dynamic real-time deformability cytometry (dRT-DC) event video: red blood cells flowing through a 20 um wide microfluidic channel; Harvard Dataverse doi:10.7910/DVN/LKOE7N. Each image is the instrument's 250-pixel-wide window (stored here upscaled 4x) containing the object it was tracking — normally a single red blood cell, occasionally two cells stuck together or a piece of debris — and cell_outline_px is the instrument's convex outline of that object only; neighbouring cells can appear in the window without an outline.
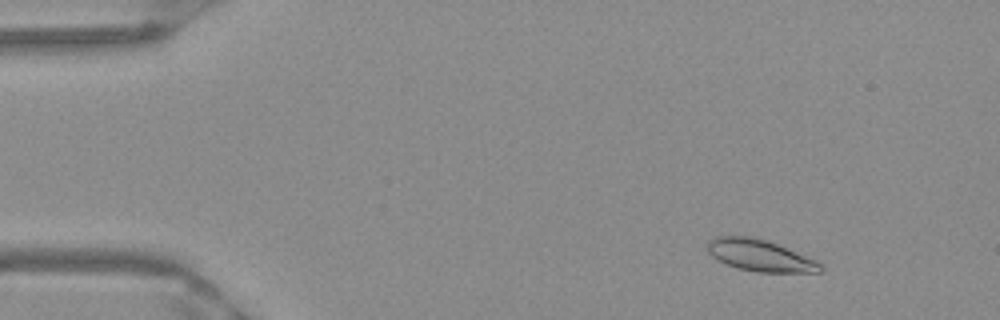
{"species": "Egyptian fruit bat (a non-hibernating species)", "species_latin": "Rousettus aegyptiacus", "temperature_condition": "warm", "stored_images_in_passage": 16, "camera_frame_rate_fps": 3000, "um_per_image_px": 0.085, "frame": {"image": 1, "passage_image": 7, "time_ms": 2.0, "image_size_px": [1000, 320], "cell_outline_px": [[824, 272], [756, 272], [736, 268], [712, 256], [708, 252], [704, 244], [708, 240], [716, 236], [752, 236], [776, 244], [816, 260], [824, 268]], "centroid_in_image_um": [64.56, 21.71], "position_along_channel_um": 20.4, "area_um2": 20.75}}
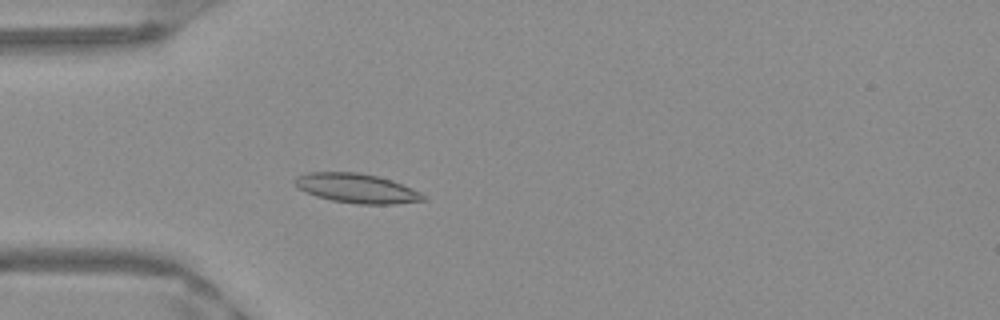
{"frame": {"image": 2, "passage_image": 16, "time_ms": 5.0, "image_size_px": [1000, 320], "cell_outline_px": [[428, 200], [396, 204], [356, 204], [332, 200], [316, 196], [296, 188], [292, 180], [296, 176], [308, 172], [356, 172], [376, 176], [392, 180], [412, 188], [428, 196]], "centroid_in_image_um": [30.32, 16.01], "position_along_channel_um": 54.7, "area_um2": 22.25}}